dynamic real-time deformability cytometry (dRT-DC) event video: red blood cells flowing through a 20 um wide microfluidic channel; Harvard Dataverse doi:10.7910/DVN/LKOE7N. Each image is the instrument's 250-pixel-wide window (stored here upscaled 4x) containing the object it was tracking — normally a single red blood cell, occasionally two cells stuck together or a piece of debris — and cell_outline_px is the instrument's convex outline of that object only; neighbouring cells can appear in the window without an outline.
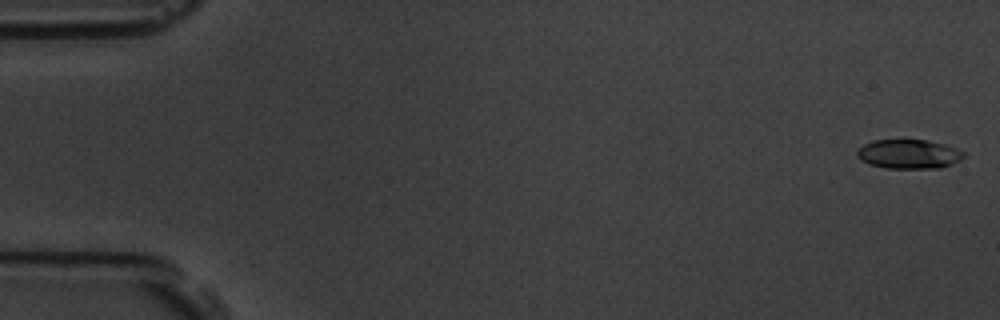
{"species": "common noctule bat (a hibernating species)", "species_latin": "Nyctalus noctula", "temperature_condition": "room temperature", "stored_images_in_passage": 55, "camera_frame_rate_fps": 3000, "um_per_image_px": 0.085, "animal": {"sex": "male", "body_mass_g": 19.5, "forearm_length_mm": 54.6}, "frame": {"image": 1, "passage_image": 1, "time_ms": 0.0, "image_size_px": [1000, 320], "cell_outline_px": [[964, 156], [960, 160], [952, 164], [940, 168], [888, 168], [868, 164], [860, 160], [856, 156], [856, 152], [864, 144], [872, 140], [928, 140], [944, 144], [956, 148], [964, 152]], "centroid_in_image_um": [77.23, 13.1], "position_along_channel_um": 7.8, "area_um2": 18.21}}
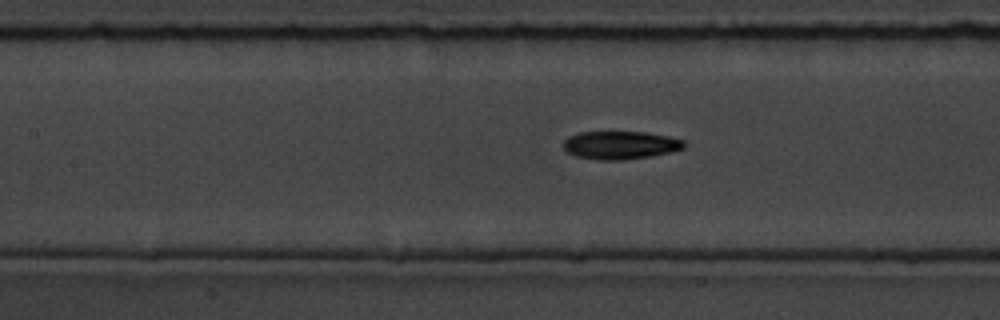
{"frame": {"image": 2, "passage_image": 26, "time_ms": 8.333, "image_size_px": [1000, 320], "cell_outline_px": [[688, 144], [684, 148], [652, 156], [624, 160], [600, 160], [576, 156], [568, 152], [564, 148], [564, 140], [568, 136], [580, 132], [644, 132], [668, 136], [684, 140]], "centroid_in_image_um": [52.75, 12.33], "position_along_channel_um": 154.7, "area_um2": 19.77}}
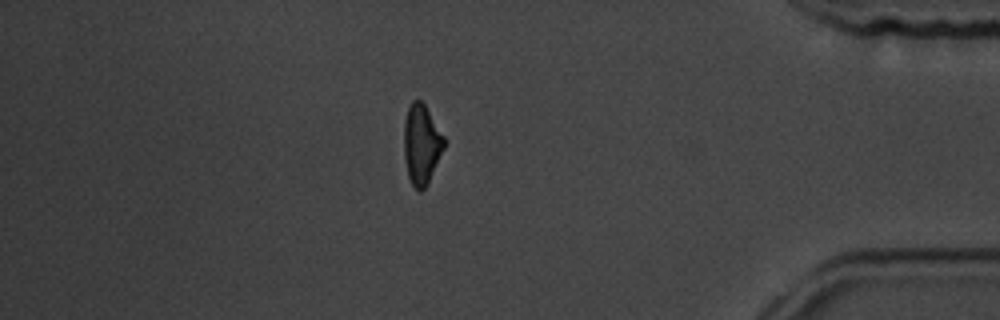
{"frame": {"image": 3, "passage_image": 50, "time_ms": 16.333, "image_size_px": [1000, 320], "cell_outline_px": [[444, 148], [428, 184], [420, 192], [412, 184], [408, 176], [404, 160], [404, 120], [408, 108], [412, 100], [420, 100], [424, 104], [444, 136]], "centroid_in_image_um": [35.81, 12.28], "position_along_channel_um": 399.4, "area_um2": 18.61}}